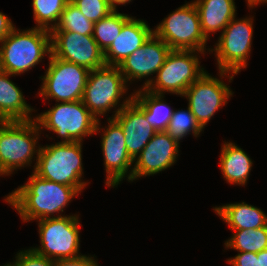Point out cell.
<instances>
[{
  "mask_svg": "<svg viewBox=\"0 0 267 266\" xmlns=\"http://www.w3.org/2000/svg\"><path fill=\"white\" fill-rule=\"evenodd\" d=\"M79 193L74 187L40 178L34 172L23 185L9 194L5 201L14 207L23 221L52 218Z\"/></svg>",
  "mask_w": 267,
  "mask_h": 266,
  "instance_id": "6da1fadb",
  "label": "cell"
},
{
  "mask_svg": "<svg viewBox=\"0 0 267 266\" xmlns=\"http://www.w3.org/2000/svg\"><path fill=\"white\" fill-rule=\"evenodd\" d=\"M0 43V70L12 76L29 71L46 53H52L51 32L38 27L22 32L14 29Z\"/></svg>",
  "mask_w": 267,
  "mask_h": 266,
  "instance_id": "7a4b0ae2",
  "label": "cell"
},
{
  "mask_svg": "<svg viewBox=\"0 0 267 266\" xmlns=\"http://www.w3.org/2000/svg\"><path fill=\"white\" fill-rule=\"evenodd\" d=\"M40 147L34 173L56 183L74 187L78 192L85 188L82 177L81 142L56 143Z\"/></svg>",
  "mask_w": 267,
  "mask_h": 266,
  "instance_id": "3957f363",
  "label": "cell"
},
{
  "mask_svg": "<svg viewBox=\"0 0 267 266\" xmlns=\"http://www.w3.org/2000/svg\"><path fill=\"white\" fill-rule=\"evenodd\" d=\"M39 128L45 127L61 136V143L82 142V137L100 129L99 119L88 110L82 100L61 102L34 118Z\"/></svg>",
  "mask_w": 267,
  "mask_h": 266,
  "instance_id": "277c9868",
  "label": "cell"
},
{
  "mask_svg": "<svg viewBox=\"0 0 267 266\" xmlns=\"http://www.w3.org/2000/svg\"><path fill=\"white\" fill-rule=\"evenodd\" d=\"M36 120L0 121V173L9 174L18 167L32 163L39 137ZM38 133V134H37Z\"/></svg>",
  "mask_w": 267,
  "mask_h": 266,
  "instance_id": "5b68a950",
  "label": "cell"
},
{
  "mask_svg": "<svg viewBox=\"0 0 267 266\" xmlns=\"http://www.w3.org/2000/svg\"><path fill=\"white\" fill-rule=\"evenodd\" d=\"M195 52L171 50L157 72L156 81L147 80L142 88L159 95L170 92L183 96L187 88L206 73L199 66L200 62L197 55L194 56Z\"/></svg>",
  "mask_w": 267,
  "mask_h": 266,
  "instance_id": "8992f818",
  "label": "cell"
},
{
  "mask_svg": "<svg viewBox=\"0 0 267 266\" xmlns=\"http://www.w3.org/2000/svg\"><path fill=\"white\" fill-rule=\"evenodd\" d=\"M153 33L172 50H191L204 53L208 40L201 30L194 3H186L164 19Z\"/></svg>",
  "mask_w": 267,
  "mask_h": 266,
  "instance_id": "52a82bcc",
  "label": "cell"
},
{
  "mask_svg": "<svg viewBox=\"0 0 267 266\" xmlns=\"http://www.w3.org/2000/svg\"><path fill=\"white\" fill-rule=\"evenodd\" d=\"M41 247L33 251L52 260L80 257L79 220L75 216H56L38 220Z\"/></svg>",
  "mask_w": 267,
  "mask_h": 266,
  "instance_id": "ba28073f",
  "label": "cell"
},
{
  "mask_svg": "<svg viewBox=\"0 0 267 266\" xmlns=\"http://www.w3.org/2000/svg\"><path fill=\"white\" fill-rule=\"evenodd\" d=\"M88 74L87 68L50 54L49 67L41 78L43 85L39 94L45 99H56L57 102L82 100Z\"/></svg>",
  "mask_w": 267,
  "mask_h": 266,
  "instance_id": "9c48e42d",
  "label": "cell"
},
{
  "mask_svg": "<svg viewBox=\"0 0 267 266\" xmlns=\"http://www.w3.org/2000/svg\"><path fill=\"white\" fill-rule=\"evenodd\" d=\"M126 81L118 66L105 65L89 71L82 102L95 116L106 114L117 106L126 93Z\"/></svg>",
  "mask_w": 267,
  "mask_h": 266,
  "instance_id": "30bf717a",
  "label": "cell"
},
{
  "mask_svg": "<svg viewBox=\"0 0 267 266\" xmlns=\"http://www.w3.org/2000/svg\"><path fill=\"white\" fill-rule=\"evenodd\" d=\"M252 20H235L234 17L224 28L213 50L216 52L221 77L226 76L228 72L236 75L240 69L246 68L253 37Z\"/></svg>",
  "mask_w": 267,
  "mask_h": 266,
  "instance_id": "8fae6325",
  "label": "cell"
},
{
  "mask_svg": "<svg viewBox=\"0 0 267 266\" xmlns=\"http://www.w3.org/2000/svg\"><path fill=\"white\" fill-rule=\"evenodd\" d=\"M52 55L75 63L89 71L105 66L104 52L93 35H80L70 31H50Z\"/></svg>",
  "mask_w": 267,
  "mask_h": 266,
  "instance_id": "7c38bea8",
  "label": "cell"
},
{
  "mask_svg": "<svg viewBox=\"0 0 267 266\" xmlns=\"http://www.w3.org/2000/svg\"><path fill=\"white\" fill-rule=\"evenodd\" d=\"M231 95L233 94L229 86L208 73L194 81L183 94L188 98V107L202 128Z\"/></svg>",
  "mask_w": 267,
  "mask_h": 266,
  "instance_id": "4fadbf2b",
  "label": "cell"
},
{
  "mask_svg": "<svg viewBox=\"0 0 267 266\" xmlns=\"http://www.w3.org/2000/svg\"><path fill=\"white\" fill-rule=\"evenodd\" d=\"M120 105L111 118L122 127L127 152L135 160L157 131L148 123L144 109L133 96Z\"/></svg>",
  "mask_w": 267,
  "mask_h": 266,
  "instance_id": "5bb4252c",
  "label": "cell"
},
{
  "mask_svg": "<svg viewBox=\"0 0 267 266\" xmlns=\"http://www.w3.org/2000/svg\"><path fill=\"white\" fill-rule=\"evenodd\" d=\"M179 142L173 139L166 131L156 132L149 143L134 160L128 180L153 175L172 166L178 156Z\"/></svg>",
  "mask_w": 267,
  "mask_h": 266,
  "instance_id": "9a60e30c",
  "label": "cell"
},
{
  "mask_svg": "<svg viewBox=\"0 0 267 266\" xmlns=\"http://www.w3.org/2000/svg\"><path fill=\"white\" fill-rule=\"evenodd\" d=\"M171 50L161 38L153 33L143 46L118 65L126 83L158 72Z\"/></svg>",
  "mask_w": 267,
  "mask_h": 266,
  "instance_id": "2e32d148",
  "label": "cell"
},
{
  "mask_svg": "<svg viewBox=\"0 0 267 266\" xmlns=\"http://www.w3.org/2000/svg\"><path fill=\"white\" fill-rule=\"evenodd\" d=\"M108 128L103 131L101 147L107 172L106 185L117 186L134 162L127 152L122 127L112 118Z\"/></svg>",
  "mask_w": 267,
  "mask_h": 266,
  "instance_id": "e0dca14e",
  "label": "cell"
},
{
  "mask_svg": "<svg viewBox=\"0 0 267 266\" xmlns=\"http://www.w3.org/2000/svg\"><path fill=\"white\" fill-rule=\"evenodd\" d=\"M153 34V30L143 20L130 17L122 26L121 32L104 52L106 65L118 66Z\"/></svg>",
  "mask_w": 267,
  "mask_h": 266,
  "instance_id": "ac0fdd59",
  "label": "cell"
},
{
  "mask_svg": "<svg viewBox=\"0 0 267 266\" xmlns=\"http://www.w3.org/2000/svg\"><path fill=\"white\" fill-rule=\"evenodd\" d=\"M201 23V30L208 39L210 32L224 30L236 16L234 0H196L193 2Z\"/></svg>",
  "mask_w": 267,
  "mask_h": 266,
  "instance_id": "d6986e66",
  "label": "cell"
},
{
  "mask_svg": "<svg viewBox=\"0 0 267 266\" xmlns=\"http://www.w3.org/2000/svg\"><path fill=\"white\" fill-rule=\"evenodd\" d=\"M9 76L10 73L0 70V121L32 120L29 115L33 109L25 102L22 92L9 80Z\"/></svg>",
  "mask_w": 267,
  "mask_h": 266,
  "instance_id": "ffe728a7",
  "label": "cell"
},
{
  "mask_svg": "<svg viewBox=\"0 0 267 266\" xmlns=\"http://www.w3.org/2000/svg\"><path fill=\"white\" fill-rule=\"evenodd\" d=\"M215 212L230 226L231 230L257 229L267 226V215L252 205L242 203L215 207Z\"/></svg>",
  "mask_w": 267,
  "mask_h": 266,
  "instance_id": "44dd1931",
  "label": "cell"
},
{
  "mask_svg": "<svg viewBox=\"0 0 267 266\" xmlns=\"http://www.w3.org/2000/svg\"><path fill=\"white\" fill-rule=\"evenodd\" d=\"M221 150L220 167L226 181L245 185L252 167V161L241 148L233 143H224Z\"/></svg>",
  "mask_w": 267,
  "mask_h": 266,
  "instance_id": "7402d4cb",
  "label": "cell"
},
{
  "mask_svg": "<svg viewBox=\"0 0 267 266\" xmlns=\"http://www.w3.org/2000/svg\"><path fill=\"white\" fill-rule=\"evenodd\" d=\"M144 92H143V91ZM136 91L133 99L144 109L149 124L157 131H166L174 110L162 100L163 95L154 94L146 89Z\"/></svg>",
  "mask_w": 267,
  "mask_h": 266,
  "instance_id": "603a6c76",
  "label": "cell"
},
{
  "mask_svg": "<svg viewBox=\"0 0 267 266\" xmlns=\"http://www.w3.org/2000/svg\"><path fill=\"white\" fill-rule=\"evenodd\" d=\"M130 18L126 14L113 10L106 17L94 23L93 38L99 48L105 52L121 32L123 24Z\"/></svg>",
  "mask_w": 267,
  "mask_h": 266,
  "instance_id": "cb8c5ba5",
  "label": "cell"
},
{
  "mask_svg": "<svg viewBox=\"0 0 267 266\" xmlns=\"http://www.w3.org/2000/svg\"><path fill=\"white\" fill-rule=\"evenodd\" d=\"M234 231L236 233L225 242L226 248H233L239 252L255 253L267 248V226Z\"/></svg>",
  "mask_w": 267,
  "mask_h": 266,
  "instance_id": "d4e9b609",
  "label": "cell"
},
{
  "mask_svg": "<svg viewBox=\"0 0 267 266\" xmlns=\"http://www.w3.org/2000/svg\"><path fill=\"white\" fill-rule=\"evenodd\" d=\"M93 29L94 23L88 20L72 2H68L58 24L50 31H70L80 35H93Z\"/></svg>",
  "mask_w": 267,
  "mask_h": 266,
  "instance_id": "484cf974",
  "label": "cell"
},
{
  "mask_svg": "<svg viewBox=\"0 0 267 266\" xmlns=\"http://www.w3.org/2000/svg\"><path fill=\"white\" fill-rule=\"evenodd\" d=\"M67 0H33L34 19L38 28L53 29L59 22L60 16L66 7ZM55 21V22H54ZM54 22L51 26L49 23Z\"/></svg>",
  "mask_w": 267,
  "mask_h": 266,
  "instance_id": "4316f807",
  "label": "cell"
},
{
  "mask_svg": "<svg viewBox=\"0 0 267 266\" xmlns=\"http://www.w3.org/2000/svg\"><path fill=\"white\" fill-rule=\"evenodd\" d=\"M202 129L203 128L199 125L192 111L188 107L187 111L176 110L173 112L166 132L179 142L181 138L190 134L189 132L191 130L194 136L197 137Z\"/></svg>",
  "mask_w": 267,
  "mask_h": 266,
  "instance_id": "83f0119b",
  "label": "cell"
},
{
  "mask_svg": "<svg viewBox=\"0 0 267 266\" xmlns=\"http://www.w3.org/2000/svg\"><path fill=\"white\" fill-rule=\"evenodd\" d=\"M72 3L93 23L98 22L113 11L108 0H74Z\"/></svg>",
  "mask_w": 267,
  "mask_h": 266,
  "instance_id": "f1b7e54d",
  "label": "cell"
},
{
  "mask_svg": "<svg viewBox=\"0 0 267 266\" xmlns=\"http://www.w3.org/2000/svg\"><path fill=\"white\" fill-rule=\"evenodd\" d=\"M16 256V261L10 266H55V260L38 254L32 249L20 251Z\"/></svg>",
  "mask_w": 267,
  "mask_h": 266,
  "instance_id": "f546056e",
  "label": "cell"
},
{
  "mask_svg": "<svg viewBox=\"0 0 267 266\" xmlns=\"http://www.w3.org/2000/svg\"><path fill=\"white\" fill-rule=\"evenodd\" d=\"M232 266H261L260 257L255 252H240L232 259H228Z\"/></svg>",
  "mask_w": 267,
  "mask_h": 266,
  "instance_id": "4dcf8cb0",
  "label": "cell"
},
{
  "mask_svg": "<svg viewBox=\"0 0 267 266\" xmlns=\"http://www.w3.org/2000/svg\"><path fill=\"white\" fill-rule=\"evenodd\" d=\"M55 266H98L92 257L81 255L73 259L55 260Z\"/></svg>",
  "mask_w": 267,
  "mask_h": 266,
  "instance_id": "1f68e13d",
  "label": "cell"
},
{
  "mask_svg": "<svg viewBox=\"0 0 267 266\" xmlns=\"http://www.w3.org/2000/svg\"><path fill=\"white\" fill-rule=\"evenodd\" d=\"M14 29L15 27L11 20L0 12V41L7 37Z\"/></svg>",
  "mask_w": 267,
  "mask_h": 266,
  "instance_id": "d6a6232c",
  "label": "cell"
},
{
  "mask_svg": "<svg viewBox=\"0 0 267 266\" xmlns=\"http://www.w3.org/2000/svg\"><path fill=\"white\" fill-rule=\"evenodd\" d=\"M257 257H260L261 266H267V248L258 252Z\"/></svg>",
  "mask_w": 267,
  "mask_h": 266,
  "instance_id": "836d02e7",
  "label": "cell"
},
{
  "mask_svg": "<svg viewBox=\"0 0 267 266\" xmlns=\"http://www.w3.org/2000/svg\"><path fill=\"white\" fill-rule=\"evenodd\" d=\"M131 0H108L110 6L112 7L113 10H116V4H126L127 2L129 3Z\"/></svg>",
  "mask_w": 267,
  "mask_h": 266,
  "instance_id": "e575fe53",
  "label": "cell"
},
{
  "mask_svg": "<svg viewBox=\"0 0 267 266\" xmlns=\"http://www.w3.org/2000/svg\"><path fill=\"white\" fill-rule=\"evenodd\" d=\"M247 2H248V6L252 8L255 5H257L258 3H261V2L265 3V2H267V0H247Z\"/></svg>",
  "mask_w": 267,
  "mask_h": 266,
  "instance_id": "d590c367",
  "label": "cell"
}]
</instances>
